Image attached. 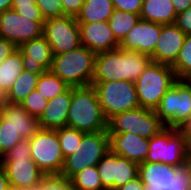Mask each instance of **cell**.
I'll use <instances>...</instances> for the list:
<instances>
[{
	"label": "cell",
	"mask_w": 191,
	"mask_h": 190,
	"mask_svg": "<svg viewBox=\"0 0 191 190\" xmlns=\"http://www.w3.org/2000/svg\"><path fill=\"white\" fill-rule=\"evenodd\" d=\"M150 62L151 58L147 54L121 48L98 53L92 82H135Z\"/></svg>",
	"instance_id": "obj_1"
},
{
	"label": "cell",
	"mask_w": 191,
	"mask_h": 190,
	"mask_svg": "<svg viewBox=\"0 0 191 190\" xmlns=\"http://www.w3.org/2000/svg\"><path fill=\"white\" fill-rule=\"evenodd\" d=\"M66 126L83 133L107 131V120L102 112L96 89L92 85L72 87Z\"/></svg>",
	"instance_id": "obj_2"
},
{
	"label": "cell",
	"mask_w": 191,
	"mask_h": 190,
	"mask_svg": "<svg viewBox=\"0 0 191 190\" xmlns=\"http://www.w3.org/2000/svg\"><path fill=\"white\" fill-rule=\"evenodd\" d=\"M96 54L83 45L62 54L53 55L51 71L69 87L92 85Z\"/></svg>",
	"instance_id": "obj_3"
},
{
	"label": "cell",
	"mask_w": 191,
	"mask_h": 190,
	"mask_svg": "<svg viewBox=\"0 0 191 190\" xmlns=\"http://www.w3.org/2000/svg\"><path fill=\"white\" fill-rule=\"evenodd\" d=\"M176 81L171 66L151 61L134 82L140 107L155 110L163 95Z\"/></svg>",
	"instance_id": "obj_4"
},
{
	"label": "cell",
	"mask_w": 191,
	"mask_h": 190,
	"mask_svg": "<svg viewBox=\"0 0 191 190\" xmlns=\"http://www.w3.org/2000/svg\"><path fill=\"white\" fill-rule=\"evenodd\" d=\"M165 127L181 129L191 116V85L187 80H177L161 98L155 109Z\"/></svg>",
	"instance_id": "obj_5"
},
{
	"label": "cell",
	"mask_w": 191,
	"mask_h": 190,
	"mask_svg": "<svg viewBox=\"0 0 191 190\" xmlns=\"http://www.w3.org/2000/svg\"><path fill=\"white\" fill-rule=\"evenodd\" d=\"M188 155L184 132L181 129L165 127L149 139V151L145 161L181 166L187 161Z\"/></svg>",
	"instance_id": "obj_6"
},
{
	"label": "cell",
	"mask_w": 191,
	"mask_h": 190,
	"mask_svg": "<svg viewBox=\"0 0 191 190\" xmlns=\"http://www.w3.org/2000/svg\"><path fill=\"white\" fill-rule=\"evenodd\" d=\"M110 150L108 131L84 133L76 152L65 158L61 176L70 179L85 168L96 166Z\"/></svg>",
	"instance_id": "obj_7"
},
{
	"label": "cell",
	"mask_w": 191,
	"mask_h": 190,
	"mask_svg": "<svg viewBox=\"0 0 191 190\" xmlns=\"http://www.w3.org/2000/svg\"><path fill=\"white\" fill-rule=\"evenodd\" d=\"M92 86L107 121L116 114L140 107L133 81L92 82Z\"/></svg>",
	"instance_id": "obj_8"
},
{
	"label": "cell",
	"mask_w": 191,
	"mask_h": 190,
	"mask_svg": "<svg viewBox=\"0 0 191 190\" xmlns=\"http://www.w3.org/2000/svg\"><path fill=\"white\" fill-rule=\"evenodd\" d=\"M164 128L155 110L142 107L116 114L107 121L108 134L129 132L145 139L157 135Z\"/></svg>",
	"instance_id": "obj_9"
},
{
	"label": "cell",
	"mask_w": 191,
	"mask_h": 190,
	"mask_svg": "<svg viewBox=\"0 0 191 190\" xmlns=\"http://www.w3.org/2000/svg\"><path fill=\"white\" fill-rule=\"evenodd\" d=\"M31 159L45 175H60L65 163L57 129H39L30 138Z\"/></svg>",
	"instance_id": "obj_10"
},
{
	"label": "cell",
	"mask_w": 191,
	"mask_h": 190,
	"mask_svg": "<svg viewBox=\"0 0 191 190\" xmlns=\"http://www.w3.org/2000/svg\"><path fill=\"white\" fill-rule=\"evenodd\" d=\"M43 36L53 55L66 53L81 45L79 24L77 19L71 16L46 19L43 24Z\"/></svg>",
	"instance_id": "obj_11"
},
{
	"label": "cell",
	"mask_w": 191,
	"mask_h": 190,
	"mask_svg": "<svg viewBox=\"0 0 191 190\" xmlns=\"http://www.w3.org/2000/svg\"><path fill=\"white\" fill-rule=\"evenodd\" d=\"M105 190H116L138 177L139 164L109 150L96 165Z\"/></svg>",
	"instance_id": "obj_12"
},
{
	"label": "cell",
	"mask_w": 191,
	"mask_h": 190,
	"mask_svg": "<svg viewBox=\"0 0 191 190\" xmlns=\"http://www.w3.org/2000/svg\"><path fill=\"white\" fill-rule=\"evenodd\" d=\"M44 21H33L10 9L0 13V37L12 42L17 48L23 43L43 35Z\"/></svg>",
	"instance_id": "obj_13"
},
{
	"label": "cell",
	"mask_w": 191,
	"mask_h": 190,
	"mask_svg": "<svg viewBox=\"0 0 191 190\" xmlns=\"http://www.w3.org/2000/svg\"><path fill=\"white\" fill-rule=\"evenodd\" d=\"M0 166L6 173L10 187L19 190L39 185L45 176L37 164L26 157H2Z\"/></svg>",
	"instance_id": "obj_14"
},
{
	"label": "cell",
	"mask_w": 191,
	"mask_h": 190,
	"mask_svg": "<svg viewBox=\"0 0 191 190\" xmlns=\"http://www.w3.org/2000/svg\"><path fill=\"white\" fill-rule=\"evenodd\" d=\"M162 24L139 19L122 40L119 48L151 56L161 33Z\"/></svg>",
	"instance_id": "obj_15"
},
{
	"label": "cell",
	"mask_w": 191,
	"mask_h": 190,
	"mask_svg": "<svg viewBox=\"0 0 191 190\" xmlns=\"http://www.w3.org/2000/svg\"><path fill=\"white\" fill-rule=\"evenodd\" d=\"M80 44L95 54L119 48L108 21L104 22H78Z\"/></svg>",
	"instance_id": "obj_16"
},
{
	"label": "cell",
	"mask_w": 191,
	"mask_h": 190,
	"mask_svg": "<svg viewBox=\"0 0 191 190\" xmlns=\"http://www.w3.org/2000/svg\"><path fill=\"white\" fill-rule=\"evenodd\" d=\"M185 38L186 34L175 23L162 25L154 52L150 56L151 61L172 66L178 57Z\"/></svg>",
	"instance_id": "obj_17"
},
{
	"label": "cell",
	"mask_w": 191,
	"mask_h": 190,
	"mask_svg": "<svg viewBox=\"0 0 191 190\" xmlns=\"http://www.w3.org/2000/svg\"><path fill=\"white\" fill-rule=\"evenodd\" d=\"M19 49L22 51L24 70L41 75L51 69L53 52L43 35L23 43Z\"/></svg>",
	"instance_id": "obj_18"
},
{
	"label": "cell",
	"mask_w": 191,
	"mask_h": 190,
	"mask_svg": "<svg viewBox=\"0 0 191 190\" xmlns=\"http://www.w3.org/2000/svg\"><path fill=\"white\" fill-rule=\"evenodd\" d=\"M110 150L121 157L141 164L149 151V139L134 133L109 134Z\"/></svg>",
	"instance_id": "obj_19"
},
{
	"label": "cell",
	"mask_w": 191,
	"mask_h": 190,
	"mask_svg": "<svg viewBox=\"0 0 191 190\" xmlns=\"http://www.w3.org/2000/svg\"><path fill=\"white\" fill-rule=\"evenodd\" d=\"M72 87L48 100L47 107L38 118L41 129L56 130L66 127L68 111L71 104Z\"/></svg>",
	"instance_id": "obj_20"
},
{
	"label": "cell",
	"mask_w": 191,
	"mask_h": 190,
	"mask_svg": "<svg viewBox=\"0 0 191 190\" xmlns=\"http://www.w3.org/2000/svg\"><path fill=\"white\" fill-rule=\"evenodd\" d=\"M0 113L6 125L13 126L22 139H30L39 129L38 118L30 115L20 104L0 100Z\"/></svg>",
	"instance_id": "obj_21"
},
{
	"label": "cell",
	"mask_w": 191,
	"mask_h": 190,
	"mask_svg": "<svg viewBox=\"0 0 191 190\" xmlns=\"http://www.w3.org/2000/svg\"><path fill=\"white\" fill-rule=\"evenodd\" d=\"M143 190H164L170 182V165L162 162L139 164V173Z\"/></svg>",
	"instance_id": "obj_22"
},
{
	"label": "cell",
	"mask_w": 191,
	"mask_h": 190,
	"mask_svg": "<svg viewBox=\"0 0 191 190\" xmlns=\"http://www.w3.org/2000/svg\"><path fill=\"white\" fill-rule=\"evenodd\" d=\"M140 19L158 24H174L177 13L172 0H143Z\"/></svg>",
	"instance_id": "obj_23"
},
{
	"label": "cell",
	"mask_w": 191,
	"mask_h": 190,
	"mask_svg": "<svg viewBox=\"0 0 191 190\" xmlns=\"http://www.w3.org/2000/svg\"><path fill=\"white\" fill-rule=\"evenodd\" d=\"M22 71H24L22 51L17 48L0 63V100L9 92Z\"/></svg>",
	"instance_id": "obj_24"
},
{
	"label": "cell",
	"mask_w": 191,
	"mask_h": 190,
	"mask_svg": "<svg viewBox=\"0 0 191 190\" xmlns=\"http://www.w3.org/2000/svg\"><path fill=\"white\" fill-rule=\"evenodd\" d=\"M114 10L112 0H84L77 22H104Z\"/></svg>",
	"instance_id": "obj_25"
},
{
	"label": "cell",
	"mask_w": 191,
	"mask_h": 190,
	"mask_svg": "<svg viewBox=\"0 0 191 190\" xmlns=\"http://www.w3.org/2000/svg\"><path fill=\"white\" fill-rule=\"evenodd\" d=\"M40 74H36L29 71H22L18 76L14 85L11 87L9 92L1 99V101L7 103H18L20 104L26 96L36 89Z\"/></svg>",
	"instance_id": "obj_26"
},
{
	"label": "cell",
	"mask_w": 191,
	"mask_h": 190,
	"mask_svg": "<svg viewBox=\"0 0 191 190\" xmlns=\"http://www.w3.org/2000/svg\"><path fill=\"white\" fill-rule=\"evenodd\" d=\"M139 19L140 16L138 14L114 9L108 23L116 40L121 43Z\"/></svg>",
	"instance_id": "obj_27"
},
{
	"label": "cell",
	"mask_w": 191,
	"mask_h": 190,
	"mask_svg": "<svg viewBox=\"0 0 191 190\" xmlns=\"http://www.w3.org/2000/svg\"><path fill=\"white\" fill-rule=\"evenodd\" d=\"M70 181L72 190H105L96 166L79 171L70 178Z\"/></svg>",
	"instance_id": "obj_28"
},
{
	"label": "cell",
	"mask_w": 191,
	"mask_h": 190,
	"mask_svg": "<svg viewBox=\"0 0 191 190\" xmlns=\"http://www.w3.org/2000/svg\"><path fill=\"white\" fill-rule=\"evenodd\" d=\"M69 86L55 75L51 70L39 76L36 90L46 99L50 100L58 94L64 92Z\"/></svg>",
	"instance_id": "obj_29"
},
{
	"label": "cell",
	"mask_w": 191,
	"mask_h": 190,
	"mask_svg": "<svg viewBox=\"0 0 191 190\" xmlns=\"http://www.w3.org/2000/svg\"><path fill=\"white\" fill-rule=\"evenodd\" d=\"M171 67L177 80H186L191 76V34L186 35L178 57Z\"/></svg>",
	"instance_id": "obj_30"
},
{
	"label": "cell",
	"mask_w": 191,
	"mask_h": 190,
	"mask_svg": "<svg viewBox=\"0 0 191 190\" xmlns=\"http://www.w3.org/2000/svg\"><path fill=\"white\" fill-rule=\"evenodd\" d=\"M83 136V132L67 126L57 129V137L64 158L76 152V148L78 144H81Z\"/></svg>",
	"instance_id": "obj_31"
},
{
	"label": "cell",
	"mask_w": 191,
	"mask_h": 190,
	"mask_svg": "<svg viewBox=\"0 0 191 190\" xmlns=\"http://www.w3.org/2000/svg\"><path fill=\"white\" fill-rule=\"evenodd\" d=\"M22 140L13 126L6 125V119L0 113V159Z\"/></svg>",
	"instance_id": "obj_32"
},
{
	"label": "cell",
	"mask_w": 191,
	"mask_h": 190,
	"mask_svg": "<svg viewBox=\"0 0 191 190\" xmlns=\"http://www.w3.org/2000/svg\"><path fill=\"white\" fill-rule=\"evenodd\" d=\"M48 99H46L36 89L30 92L20 105L32 116L39 118L47 107Z\"/></svg>",
	"instance_id": "obj_33"
},
{
	"label": "cell",
	"mask_w": 191,
	"mask_h": 190,
	"mask_svg": "<svg viewBox=\"0 0 191 190\" xmlns=\"http://www.w3.org/2000/svg\"><path fill=\"white\" fill-rule=\"evenodd\" d=\"M19 15L33 18V21H45L40 9L36 5V0H12V8Z\"/></svg>",
	"instance_id": "obj_34"
},
{
	"label": "cell",
	"mask_w": 191,
	"mask_h": 190,
	"mask_svg": "<svg viewBox=\"0 0 191 190\" xmlns=\"http://www.w3.org/2000/svg\"><path fill=\"white\" fill-rule=\"evenodd\" d=\"M164 190H189L188 172L186 165H170V182Z\"/></svg>",
	"instance_id": "obj_35"
},
{
	"label": "cell",
	"mask_w": 191,
	"mask_h": 190,
	"mask_svg": "<svg viewBox=\"0 0 191 190\" xmlns=\"http://www.w3.org/2000/svg\"><path fill=\"white\" fill-rule=\"evenodd\" d=\"M39 190H72L71 181L61 175H45L40 184Z\"/></svg>",
	"instance_id": "obj_36"
},
{
	"label": "cell",
	"mask_w": 191,
	"mask_h": 190,
	"mask_svg": "<svg viewBox=\"0 0 191 190\" xmlns=\"http://www.w3.org/2000/svg\"><path fill=\"white\" fill-rule=\"evenodd\" d=\"M36 5L40 9L44 20L63 16L61 0H36Z\"/></svg>",
	"instance_id": "obj_37"
},
{
	"label": "cell",
	"mask_w": 191,
	"mask_h": 190,
	"mask_svg": "<svg viewBox=\"0 0 191 190\" xmlns=\"http://www.w3.org/2000/svg\"><path fill=\"white\" fill-rule=\"evenodd\" d=\"M115 10H122L140 15L143 0H112Z\"/></svg>",
	"instance_id": "obj_38"
},
{
	"label": "cell",
	"mask_w": 191,
	"mask_h": 190,
	"mask_svg": "<svg viewBox=\"0 0 191 190\" xmlns=\"http://www.w3.org/2000/svg\"><path fill=\"white\" fill-rule=\"evenodd\" d=\"M3 157H26L27 159H31L30 139H24L18 142Z\"/></svg>",
	"instance_id": "obj_39"
},
{
	"label": "cell",
	"mask_w": 191,
	"mask_h": 190,
	"mask_svg": "<svg viewBox=\"0 0 191 190\" xmlns=\"http://www.w3.org/2000/svg\"><path fill=\"white\" fill-rule=\"evenodd\" d=\"M63 15L77 17L81 11L84 0H61Z\"/></svg>",
	"instance_id": "obj_40"
},
{
	"label": "cell",
	"mask_w": 191,
	"mask_h": 190,
	"mask_svg": "<svg viewBox=\"0 0 191 190\" xmlns=\"http://www.w3.org/2000/svg\"><path fill=\"white\" fill-rule=\"evenodd\" d=\"M175 24L186 34H191V6L177 14Z\"/></svg>",
	"instance_id": "obj_41"
},
{
	"label": "cell",
	"mask_w": 191,
	"mask_h": 190,
	"mask_svg": "<svg viewBox=\"0 0 191 190\" xmlns=\"http://www.w3.org/2000/svg\"><path fill=\"white\" fill-rule=\"evenodd\" d=\"M17 47L8 40L0 37V63L7 59Z\"/></svg>",
	"instance_id": "obj_42"
},
{
	"label": "cell",
	"mask_w": 191,
	"mask_h": 190,
	"mask_svg": "<svg viewBox=\"0 0 191 190\" xmlns=\"http://www.w3.org/2000/svg\"><path fill=\"white\" fill-rule=\"evenodd\" d=\"M116 190H143V182L140 177L128 181L126 184L118 187Z\"/></svg>",
	"instance_id": "obj_43"
},
{
	"label": "cell",
	"mask_w": 191,
	"mask_h": 190,
	"mask_svg": "<svg viewBox=\"0 0 191 190\" xmlns=\"http://www.w3.org/2000/svg\"><path fill=\"white\" fill-rule=\"evenodd\" d=\"M177 14L186 11L191 6V0H172Z\"/></svg>",
	"instance_id": "obj_44"
},
{
	"label": "cell",
	"mask_w": 191,
	"mask_h": 190,
	"mask_svg": "<svg viewBox=\"0 0 191 190\" xmlns=\"http://www.w3.org/2000/svg\"><path fill=\"white\" fill-rule=\"evenodd\" d=\"M181 130L185 134L187 149L191 154V121H188V123L183 128H181Z\"/></svg>",
	"instance_id": "obj_45"
},
{
	"label": "cell",
	"mask_w": 191,
	"mask_h": 190,
	"mask_svg": "<svg viewBox=\"0 0 191 190\" xmlns=\"http://www.w3.org/2000/svg\"><path fill=\"white\" fill-rule=\"evenodd\" d=\"M10 188L9 180L4 169L0 166V190H8Z\"/></svg>",
	"instance_id": "obj_46"
},
{
	"label": "cell",
	"mask_w": 191,
	"mask_h": 190,
	"mask_svg": "<svg viewBox=\"0 0 191 190\" xmlns=\"http://www.w3.org/2000/svg\"><path fill=\"white\" fill-rule=\"evenodd\" d=\"M12 8V0H0V13Z\"/></svg>",
	"instance_id": "obj_47"
},
{
	"label": "cell",
	"mask_w": 191,
	"mask_h": 190,
	"mask_svg": "<svg viewBox=\"0 0 191 190\" xmlns=\"http://www.w3.org/2000/svg\"><path fill=\"white\" fill-rule=\"evenodd\" d=\"M186 170L188 172L189 190H191V154L189 153L187 161L185 162Z\"/></svg>",
	"instance_id": "obj_48"
},
{
	"label": "cell",
	"mask_w": 191,
	"mask_h": 190,
	"mask_svg": "<svg viewBox=\"0 0 191 190\" xmlns=\"http://www.w3.org/2000/svg\"><path fill=\"white\" fill-rule=\"evenodd\" d=\"M22 190H39V185H34V186H31V187H26Z\"/></svg>",
	"instance_id": "obj_49"
},
{
	"label": "cell",
	"mask_w": 191,
	"mask_h": 190,
	"mask_svg": "<svg viewBox=\"0 0 191 190\" xmlns=\"http://www.w3.org/2000/svg\"><path fill=\"white\" fill-rule=\"evenodd\" d=\"M188 82H189V84L191 85V76L188 78V79H186Z\"/></svg>",
	"instance_id": "obj_50"
},
{
	"label": "cell",
	"mask_w": 191,
	"mask_h": 190,
	"mask_svg": "<svg viewBox=\"0 0 191 190\" xmlns=\"http://www.w3.org/2000/svg\"><path fill=\"white\" fill-rule=\"evenodd\" d=\"M8 190H19V189L10 187L8 188Z\"/></svg>",
	"instance_id": "obj_51"
}]
</instances>
